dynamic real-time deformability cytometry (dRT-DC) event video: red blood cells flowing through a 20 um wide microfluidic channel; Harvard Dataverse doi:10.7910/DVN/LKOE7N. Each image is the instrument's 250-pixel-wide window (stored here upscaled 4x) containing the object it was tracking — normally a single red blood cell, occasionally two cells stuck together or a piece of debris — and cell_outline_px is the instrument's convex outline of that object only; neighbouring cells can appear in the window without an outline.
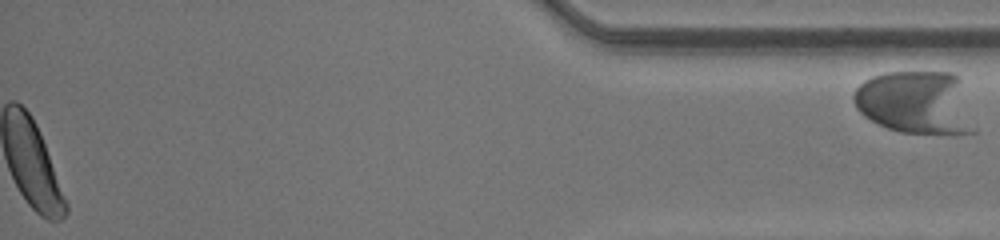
{"species": "human", "species_latin": "Homo sapiens", "temperature_condition": "room temperature", "stored_images_in_passage": 42, "segment_of_instrument_passage": [2, 2], "camera_frame_rate_fps": 3000, "um_per_image_px": 0.085, "donor": {"sex": "male"}, "frame": {"image": 1, "passage_image": 42, "time_ms": 13.667, "image_size_px": [1000, 240], "cell_outline_px": [[976, 132], [956, 136], [948, 136], [900, 132], [888, 128], [864, 116], [856, 108], [852, 100], [852, 96], [856, 88], [864, 80], [872, 76], [884, 72], [952, 72], [960, 76], [976, 128]], "centroid_in_image_um": [77.9, 8.74], "position_along_channel_um": 357.3, "area_um2": 45.72}}